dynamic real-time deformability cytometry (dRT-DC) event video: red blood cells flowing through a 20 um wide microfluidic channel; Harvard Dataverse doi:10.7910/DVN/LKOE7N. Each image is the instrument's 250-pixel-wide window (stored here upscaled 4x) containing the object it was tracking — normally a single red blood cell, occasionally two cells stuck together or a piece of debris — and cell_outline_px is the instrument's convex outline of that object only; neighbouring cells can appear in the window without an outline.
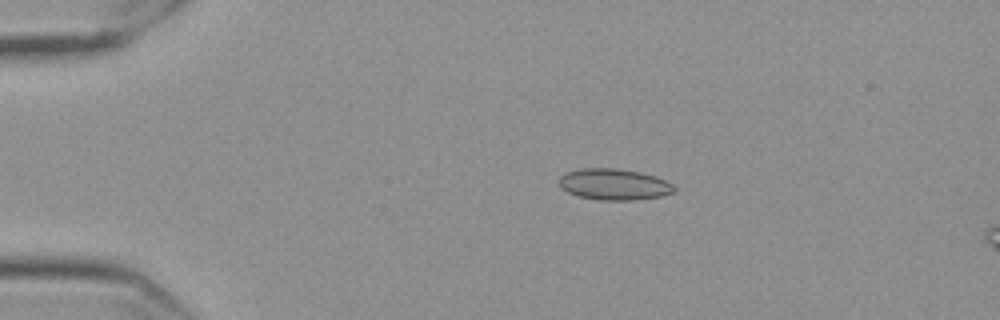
{"species": "Egyptian fruit bat (a non-hibernating species)", "species_latin": "Rousettus aegyptiacus", "temperature_condition": "cold", "stored_images_in_passage": 58, "camera_frame_rate_fps": 3000, "um_per_image_px": 0.085, "frame": {"image": 1, "passage_image": 12, "time_ms": 3.667, "image_size_px": [1000, 320], "cell_outline_px": [[676, 192], [660, 196], [632, 200], [600, 200], [576, 196], [560, 188], [560, 176], [568, 172], [580, 168], [616, 168], [640, 172], [656, 176], [672, 184], [676, 188]], "centroid_in_image_um": [52.19, 15.67], "position_along_channel_um": 32.8, "area_um2": 20.98}}
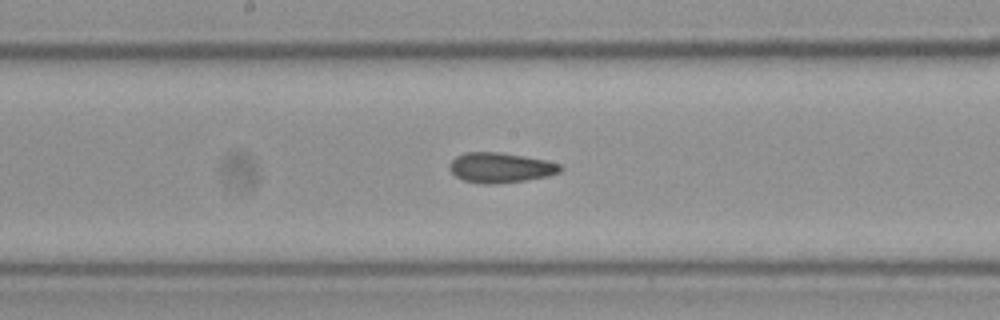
{"frame": {"image": 2, "passage_image": 31, "time_ms": 10.0, "image_size_px": [1000, 320], "cell_outline_px": [[564, 168], [560, 172], [548, 176], [524, 180], [496, 184], [484, 184], [464, 180], [456, 176], [448, 168], [448, 164], [456, 156], [464, 152], [500, 152], [524, 156], [544, 160], [560, 164]], "centroid_in_image_um": [42.52, 14.24], "position_along_channel_um": 205.7, "area_um2": 19.42}}
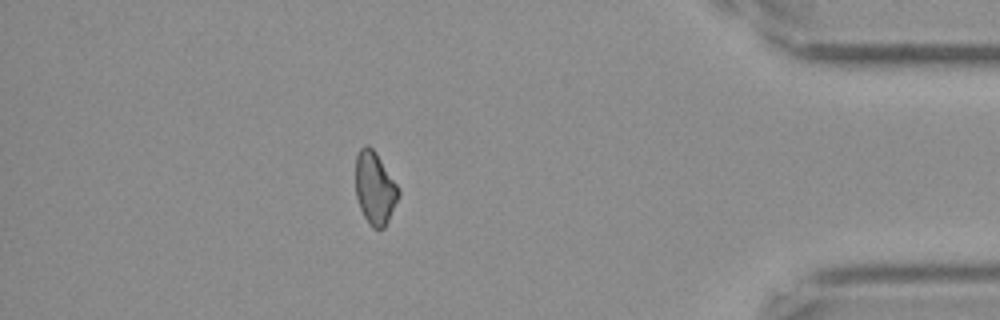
{"frame": {"image": 3, "passage_image": 51, "time_ms": 16.667, "image_size_px": [1000, 320], "cell_outline_px": [[400, 192], [388, 220], [384, 228], [372, 228], [364, 216], [360, 208], [356, 196], [356, 156], [360, 148], [364, 144], [368, 144], [376, 152], [400, 188]], "centroid_in_image_um": [31.86, 15.95], "position_along_channel_um": 403.3, "area_um2": 18.09}, "authors_computed_cell_mechanics": {"area_um2": 19.3341, "velocity_mm_per_s": 3.5409, "shape_relaxation_time_tau1_ms": null, "shape_relaxation_time_tau2_ms": 3.096, "deformation_change_tau1": null, "deformation_change_tau2": 0.0782}}